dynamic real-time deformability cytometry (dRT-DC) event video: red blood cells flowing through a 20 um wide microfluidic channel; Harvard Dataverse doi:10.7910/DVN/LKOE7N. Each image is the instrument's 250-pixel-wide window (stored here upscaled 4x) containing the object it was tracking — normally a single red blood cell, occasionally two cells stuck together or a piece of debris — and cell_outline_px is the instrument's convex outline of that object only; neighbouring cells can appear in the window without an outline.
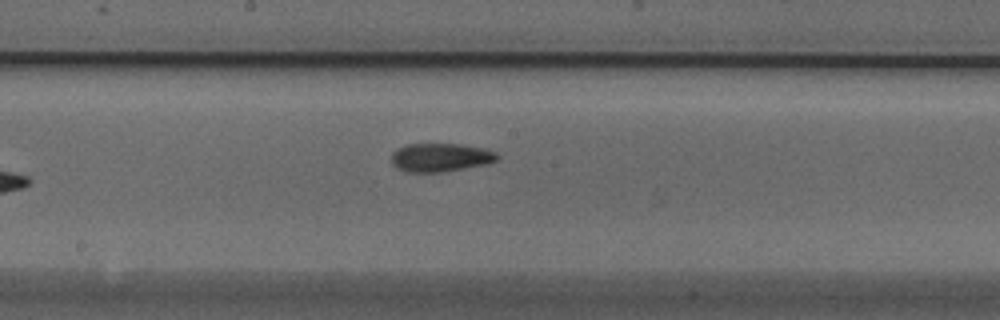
{"species": "Egyptian fruit bat (a non-hibernating species)", "species_latin": "Rousettus aegyptiacus", "temperature_condition": "cold", "stored_images_in_passage": 8, "camera_frame_rate_fps": 3000, "um_per_image_px": 0.085, "animal": {"sex": "male"}, "frame": {"image": 1, "passage_image": 8, "time_ms": 2.333, "image_size_px": [1000, 320], "cell_outline_px": [[500, 156], [496, 160], [488, 164], [440, 172], [408, 172], [396, 168], [392, 164], [392, 152], [396, 148], [408, 144], [460, 144], [484, 148], [496, 152]], "centroid_in_image_um": [37.43, 13.38], "position_along_channel_um": 210.8, "area_um2": 17.63}}